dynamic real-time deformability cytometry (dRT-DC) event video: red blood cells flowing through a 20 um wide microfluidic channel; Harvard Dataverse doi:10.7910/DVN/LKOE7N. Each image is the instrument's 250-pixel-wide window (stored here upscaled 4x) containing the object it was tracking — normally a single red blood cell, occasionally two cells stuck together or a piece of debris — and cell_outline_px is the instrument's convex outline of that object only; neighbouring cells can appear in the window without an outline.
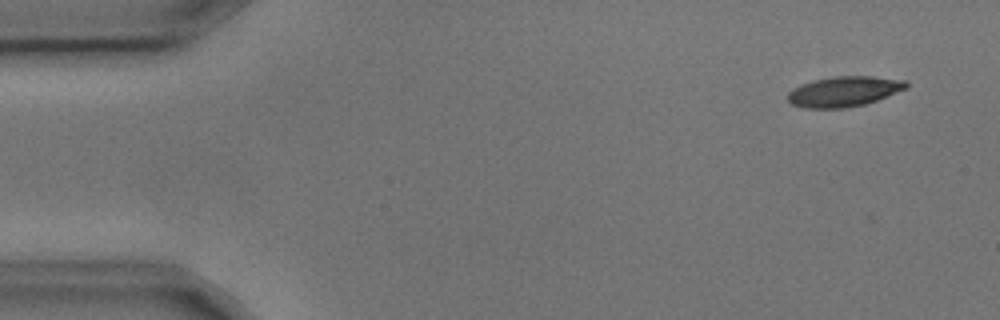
{"species": "common noctule bat (a hibernating species)", "species_latin": "Nyctalus noctula", "temperature_condition": "cold", "stored_images_in_passage": 4, "camera_frame_rate_fps": 3000, "um_per_image_px": 0.085, "animal": {"sex": "male", "body_mass_g": 17.9, "forearm_length_mm": 54.2}, "frame": {"image": 1, "passage_image": 1, "time_ms": 0.0, "image_size_px": [1000, 320], "cell_outline_px": [[908, 88], [876, 100], [864, 104], [844, 108], [804, 108], [792, 104], [788, 100], [788, 92], [792, 88], [800, 84], [812, 80], [836, 76], [872, 76], [908, 80]], "centroid_in_image_um": [71.74, 7.76], "position_along_channel_um": 13.3, "area_um2": 20.98}}
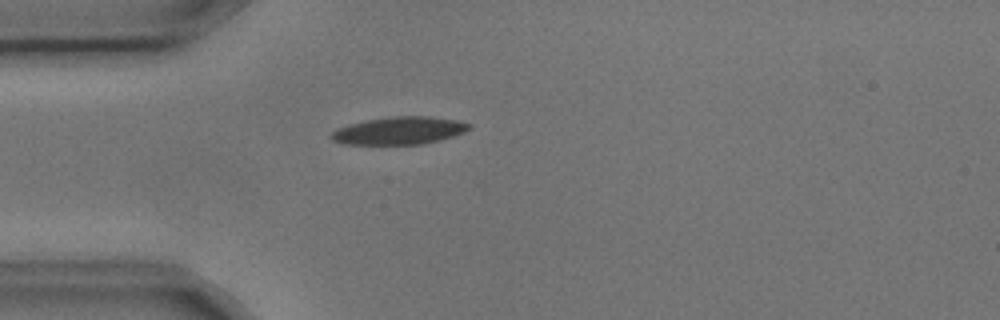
{"frame": {"image": 2, "passage_image": 4, "time_ms": 1.0, "image_size_px": [1000, 320], "cell_outline_px": [[472, 128], [464, 132], [452, 136], [424, 144], [340, 144], [332, 140], [328, 136], [332, 132], [348, 124], [368, 120], [392, 116], [428, 116], [456, 120], [472, 124]], "centroid_in_image_um": [33.93, 11.1], "position_along_channel_um": 51.1, "area_um2": 22.14}}